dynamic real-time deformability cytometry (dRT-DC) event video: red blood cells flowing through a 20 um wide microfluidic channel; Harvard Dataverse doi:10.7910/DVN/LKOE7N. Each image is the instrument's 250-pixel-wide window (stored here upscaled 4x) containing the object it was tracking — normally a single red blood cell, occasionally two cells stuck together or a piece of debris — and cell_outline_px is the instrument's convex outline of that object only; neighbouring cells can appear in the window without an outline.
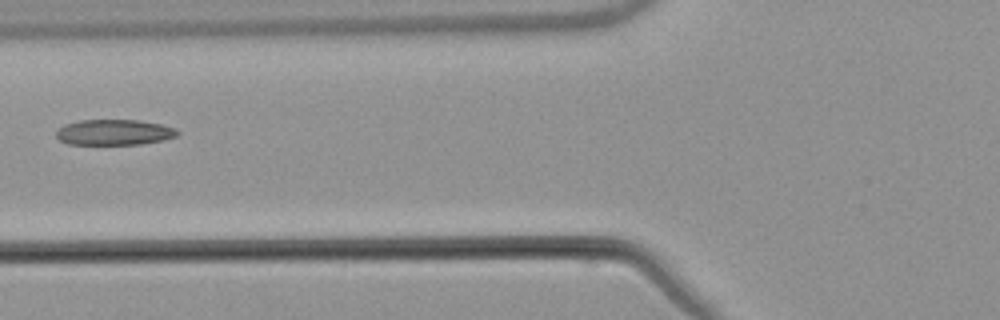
{"species": "common noctule bat (a hibernating species)", "species_latin": "Nyctalus noctula", "temperature_condition": "warm", "stored_images_in_passage": 6, "camera_frame_rate_fps": 3000, "um_per_image_px": 0.085, "animal": {"sex": "male", "body_mass_g": 21.5, "forearm_length_mm": 52.0}, "frame": {"image": 1, "passage_image": 6, "time_ms": 6.333, "image_size_px": [1000, 320], "cell_outline_px": [[180, 132], [176, 136], [164, 140], [140, 144], [68, 144], [60, 140], [56, 136], [56, 128], [64, 124], [80, 120], [140, 120], [160, 124], [176, 128]], "centroid_in_image_um": [9.69, 11.24], "position_along_channel_um": 116.1, "area_um2": 18.21}}